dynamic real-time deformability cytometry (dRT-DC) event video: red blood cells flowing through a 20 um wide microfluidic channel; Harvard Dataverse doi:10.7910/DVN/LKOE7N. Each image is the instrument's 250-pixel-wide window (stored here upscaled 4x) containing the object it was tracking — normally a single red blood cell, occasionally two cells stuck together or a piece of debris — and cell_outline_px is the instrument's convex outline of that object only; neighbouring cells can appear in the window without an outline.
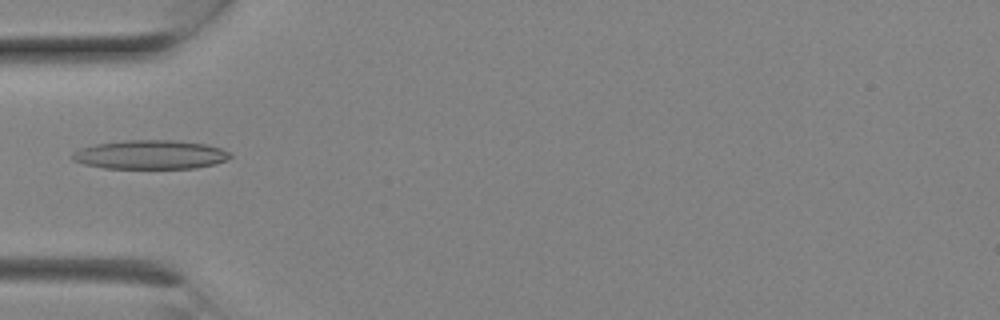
{"species": "Egyptian fruit bat (a non-hibernating species)", "species_latin": "Rousettus aegyptiacus", "temperature_condition": "room temperature", "stored_images_in_passage": 9, "camera_frame_rate_fps": 3000, "um_per_image_px": 0.085, "animal": {"sex": "female"}, "frame": {"image": 1, "passage_image": 7, "time_ms": 2.0, "image_size_px": [1000, 320], "cell_outline_px": [[232, 156], [228, 160], [196, 168], [104, 168], [84, 164], [72, 160], [72, 152], [80, 148], [96, 144], [124, 140], [176, 140], [208, 144], [232, 152]], "centroid_in_image_um": [12.8, 13.14], "position_along_channel_um": 72.2, "area_um2": 26.82}}
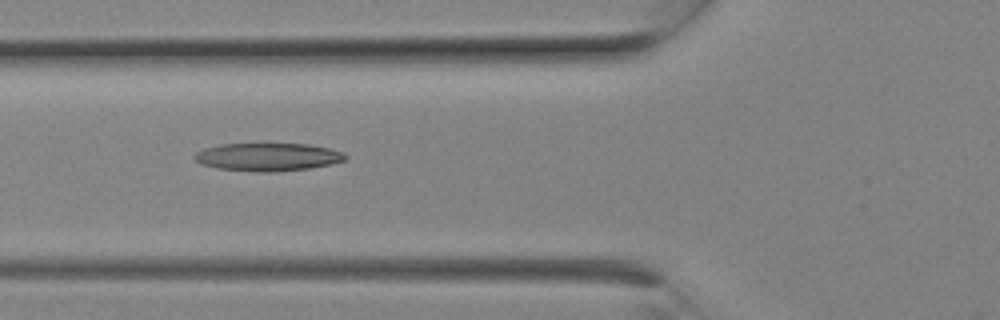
{"frame": {"image": 2, "passage_image": 8, "time_ms": 2.333, "image_size_px": [1000, 320], "cell_outline_px": [[348, 156], [344, 160], [332, 164], [308, 168], [272, 172], [256, 172], [216, 168], [200, 164], [192, 156], [196, 152], [204, 148], [220, 144], [308, 144], [328, 148], [344, 152]], "centroid_in_image_um": [22.74, 13.34], "position_along_channel_um": 103.1, "area_um2": 24.62}}
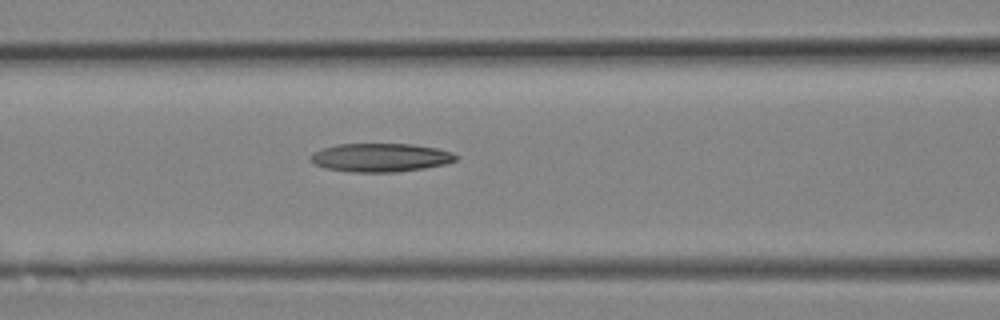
{"frame": {"image": 3, "passage_image": 9, "time_ms": 2.667, "image_size_px": [1000, 320], "cell_outline_px": [[460, 156], [456, 160], [444, 164], [424, 168], [396, 172], [348, 172], [324, 168], [312, 164], [308, 160], [308, 156], [312, 152], [336, 144], [412, 144], [436, 148], [452, 152]], "centroid_in_image_um": [32.28, 13.39], "position_along_channel_um": 134.3, "area_um2": 24.45}}